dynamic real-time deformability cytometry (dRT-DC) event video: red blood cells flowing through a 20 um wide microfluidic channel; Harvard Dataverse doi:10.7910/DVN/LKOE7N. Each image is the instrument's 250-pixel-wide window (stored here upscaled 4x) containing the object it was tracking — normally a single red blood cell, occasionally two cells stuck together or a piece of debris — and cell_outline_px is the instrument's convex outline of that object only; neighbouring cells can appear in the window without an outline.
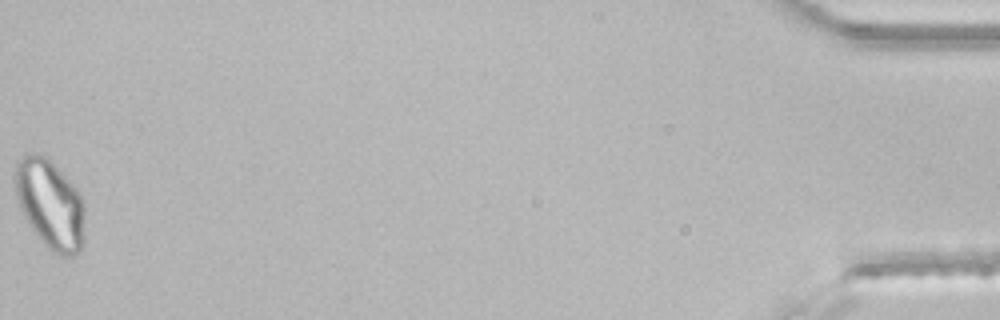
{"species": "common noctule bat (a hibernating species)", "species_latin": "Nyctalus noctula", "temperature_condition": "room temperature", "stored_images_in_passage": 47, "segment_of_instrument_passage": [2, 2], "camera_frame_rate_fps": 3000, "um_per_image_px": 0.085, "animal": {"sex": "male", "body_mass_g": 21.5, "forearm_length_mm": 52.0}, "frame": {"image": 1, "passage_image": 47, "time_ms": 15.333, "image_size_px": [1000, 320], "cell_outline_px": [[84, 244], [80, 252], [76, 256], [60, 256], [52, 252], [44, 244], [28, 224], [20, 208], [16, 196], [12, 180], [12, 172], [16, 160], [20, 156], [28, 152], [36, 152], [44, 156], [76, 188], [84, 200]], "centroid_in_image_um": [4.22, 17.35], "position_along_channel_um": 431.0, "area_um2": 36.99}}